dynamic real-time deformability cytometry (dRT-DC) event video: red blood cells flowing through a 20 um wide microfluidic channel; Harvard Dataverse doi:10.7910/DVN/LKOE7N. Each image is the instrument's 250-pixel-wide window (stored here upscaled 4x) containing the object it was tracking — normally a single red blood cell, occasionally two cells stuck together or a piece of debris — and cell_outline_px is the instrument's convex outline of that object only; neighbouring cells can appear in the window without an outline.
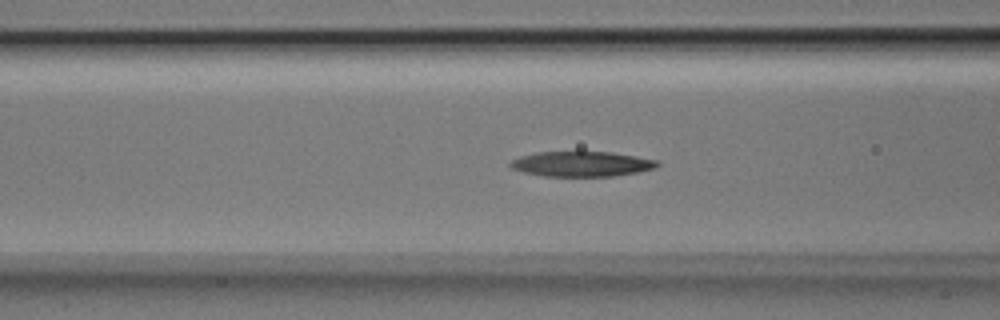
{"species": "Egyptian fruit bat (a non-hibernating species)", "species_latin": "Rousettus aegyptiacus", "temperature_condition": "room temperature", "stored_images_in_passage": 42, "camera_frame_rate_fps": 3000, "um_per_image_px": 0.085, "animal": {"sex": "male"}, "frame": {"image": 1, "passage_image": 10, "time_ms": 3.0, "image_size_px": [1000, 320], "cell_outline_px": [[660, 164], [656, 168], [636, 172], [612, 176], [544, 176], [524, 172], [512, 168], [508, 164], [512, 160], [520, 156], [536, 152], [612, 152], [636, 156], [656, 160]], "centroid_in_image_um": [49.43, 13.93], "position_along_channel_um": 117.2, "area_um2": 21.39}}
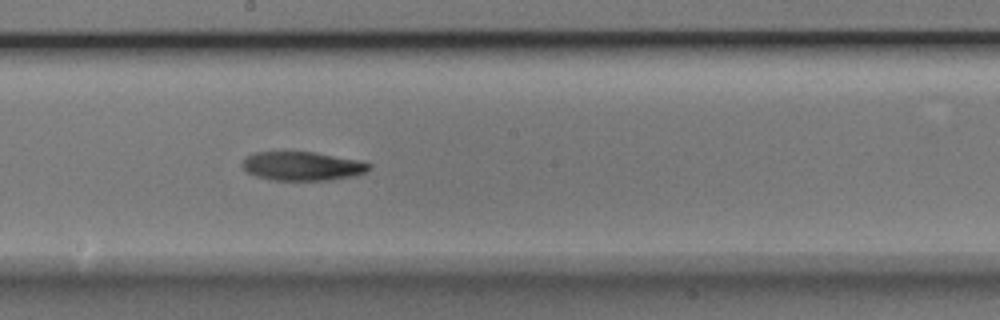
{"frame": {"image": 2, "passage_image": 18, "time_ms": 5.667, "image_size_px": [1000, 320], "cell_outline_px": [[372, 164], [364, 172], [352, 176], [328, 180], [272, 180], [256, 176], [248, 172], [244, 168], [244, 160], [248, 156], [256, 152], [312, 152], [360, 160]], "centroid_in_image_um": [25.71, 14.12], "position_along_channel_um": 222.5, "area_um2": 20.92}}
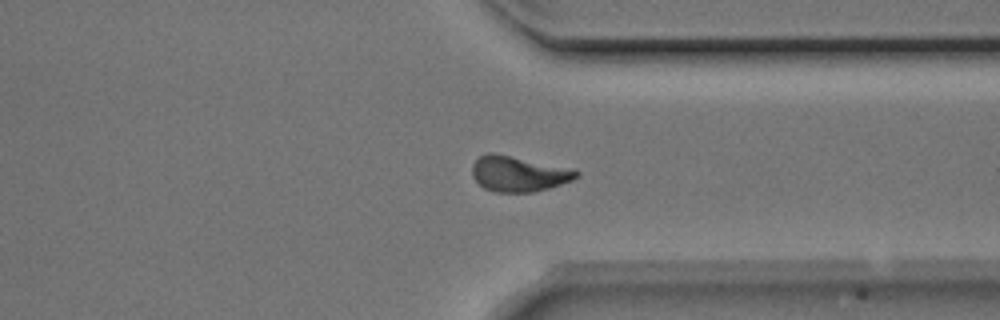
{"frame": {"image": 3, "passage_image": 29, "time_ms": 9.333, "image_size_px": [1000, 320], "cell_outline_px": [[580, 176], [572, 180], [548, 188], [532, 192], [496, 192], [484, 188], [472, 176], [472, 164], [480, 156], [488, 152], [492, 152], [572, 168], [580, 172]], "centroid_in_image_um": [44.08, 14.76], "position_along_channel_um": 367.3, "area_um2": 21.5}, "authors_computed_cell_mechanics": {"area_um2": 21.1548, "velocity_mm_per_s": 3.9584, "shape_relaxation_time_tau1_ms": 9.8402, "shape_relaxation_time_tau2_ms": 5.4174, "deformation_change_tau1": 0.2663, "deformation_change_tau2": 0.1212}}